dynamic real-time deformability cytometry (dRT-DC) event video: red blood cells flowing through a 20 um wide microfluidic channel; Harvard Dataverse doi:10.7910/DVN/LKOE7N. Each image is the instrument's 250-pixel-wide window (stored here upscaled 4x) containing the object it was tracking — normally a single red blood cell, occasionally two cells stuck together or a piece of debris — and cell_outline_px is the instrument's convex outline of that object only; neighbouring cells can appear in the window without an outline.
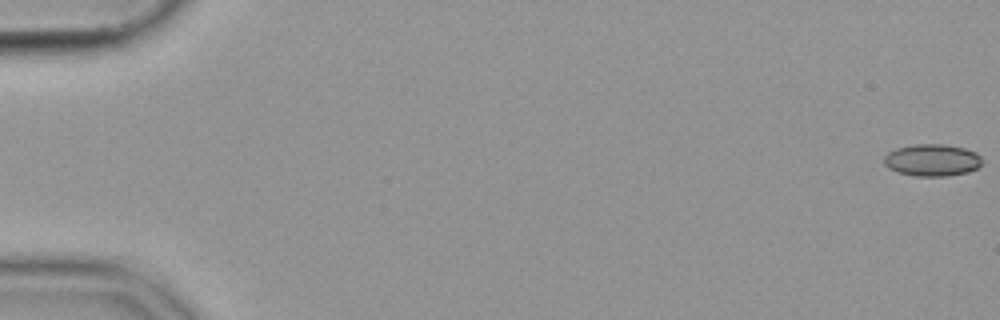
{"species": "common noctule bat (a hibernating species)", "species_latin": "Nyctalus noctula", "temperature_condition": "cold", "stored_images_in_passage": 14, "camera_frame_rate_fps": 3000, "um_per_image_px": 0.085, "animal": {"sex": "female", "body_mass_g": 19.9}, "frame": {"image": 1, "passage_image": 1, "time_ms": 0.0, "image_size_px": [1000, 320], "cell_outline_px": [[980, 164], [976, 168], [968, 172], [948, 176], [916, 176], [896, 172], [888, 168], [884, 164], [884, 156], [888, 152], [896, 148], [912, 144], [944, 144], [964, 148], [976, 152], [980, 156]], "centroid_in_image_um": [79.19, 13.61], "position_along_channel_um": 5.8, "area_um2": 18.38}}